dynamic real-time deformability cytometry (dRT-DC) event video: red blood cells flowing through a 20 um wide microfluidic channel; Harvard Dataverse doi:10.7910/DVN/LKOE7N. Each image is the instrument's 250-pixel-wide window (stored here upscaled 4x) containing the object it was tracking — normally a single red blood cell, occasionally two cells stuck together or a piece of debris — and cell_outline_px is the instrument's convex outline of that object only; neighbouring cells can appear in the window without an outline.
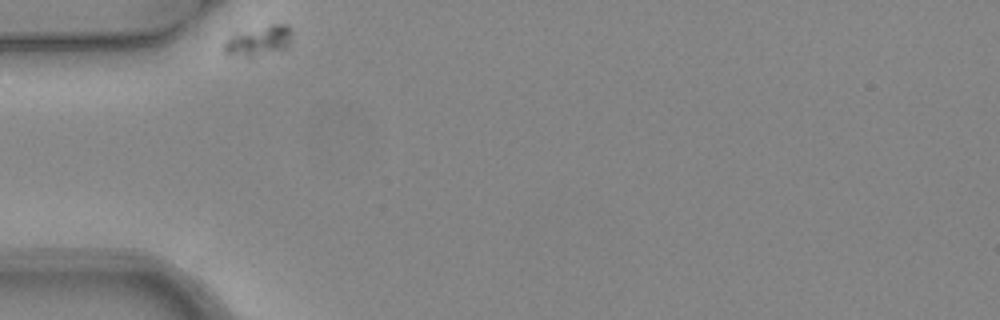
{"species": "common noctule bat (a hibernating species)", "species_latin": "Nyctalus noctula", "temperature_condition": "warm", "stored_images_in_passage": 2, "camera_frame_rate_fps": 3000, "um_per_image_px": 0.085, "animal": {"sex": "female", "body_mass_g": 24.6, "forearm_length_mm": 56.2}, "frame": {"image": 1, "passage_image": 1, "time_ms": 0.0, "image_size_px": [1000, 320], "cell_outline_px": [[292, 32], [288, 44], [284, 48], [252, 56], [248, 56], [224, 52], [224, 44], [236, 32], [272, 24], [288, 24]], "centroid_in_image_um": [22.02, 3.41], "position_along_channel_um": 63.0, "area_um2": 11.27}}
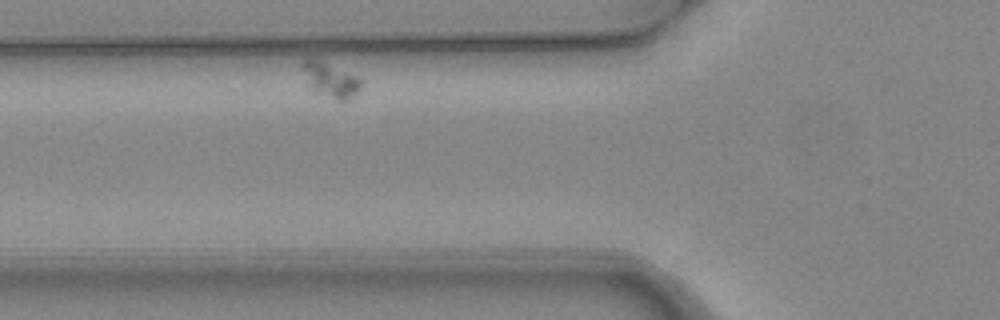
{"frame": {"image": 2, "passage_image": 2, "time_ms": 0.333, "image_size_px": [1000, 320], "cell_outline_px": [[364, 84], [348, 100], [340, 100], [312, 92], [300, 64], [308, 56], [356, 76]], "centroid_in_image_um": [28.04, 6.79], "position_along_channel_um": 97.8, "area_um2": 11.62}}